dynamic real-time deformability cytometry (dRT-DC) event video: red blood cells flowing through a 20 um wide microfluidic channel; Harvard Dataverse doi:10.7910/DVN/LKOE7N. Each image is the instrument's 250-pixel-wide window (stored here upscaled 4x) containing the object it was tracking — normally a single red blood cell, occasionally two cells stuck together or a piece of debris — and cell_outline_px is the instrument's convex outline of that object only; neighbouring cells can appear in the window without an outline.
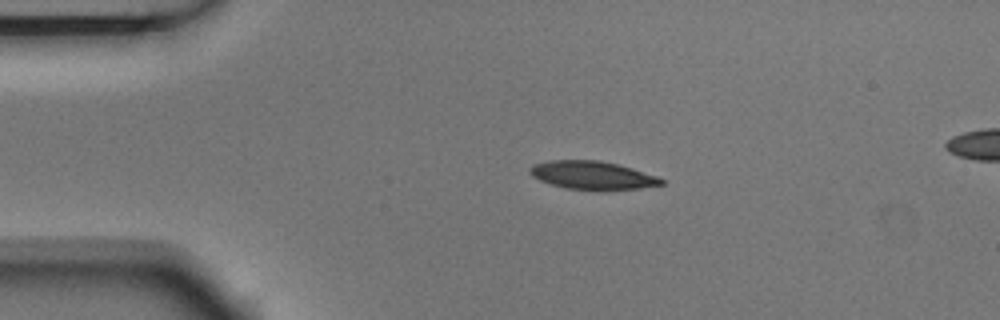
{"species": "Egyptian fruit bat (a non-hibernating species)", "species_latin": "Rousettus aegyptiacus", "temperature_condition": "room temperature", "stored_images_in_passage": 6, "camera_frame_rate_fps": 3000, "um_per_image_px": 0.085, "animal": {"sex": "male"}, "frame": {"image": 1, "passage_image": 4, "time_ms": 1.0, "image_size_px": [1000, 320], "cell_outline_px": [[664, 184], [640, 188], [604, 192], [564, 188], [540, 180], [532, 176], [528, 172], [528, 168], [532, 164], [552, 160], [600, 160], [632, 168], [656, 176], [664, 180]], "centroid_in_image_um": [50.34, 14.92], "position_along_channel_um": 34.7, "area_um2": 22.08}}